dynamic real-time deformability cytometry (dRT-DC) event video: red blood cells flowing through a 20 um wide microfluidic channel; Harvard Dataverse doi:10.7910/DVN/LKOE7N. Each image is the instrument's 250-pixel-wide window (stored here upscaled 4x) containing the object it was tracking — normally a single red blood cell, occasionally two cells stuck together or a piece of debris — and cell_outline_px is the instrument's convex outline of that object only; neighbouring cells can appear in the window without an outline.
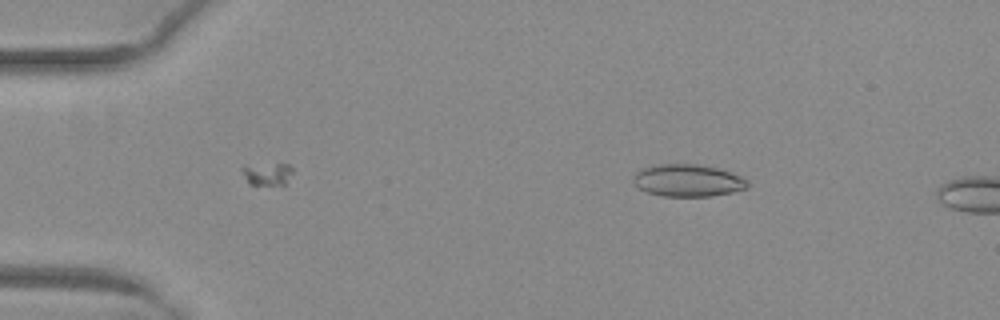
{"species": "common noctule bat (a hibernating species)", "species_latin": "Nyctalus noctula", "temperature_condition": "warm", "stored_images_in_passage": 4, "camera_frame_rate_fps": 3000, "um_per_image_px": 0.085, "animal": {"sex": "female", "body_mass_g": 29.2, "forearm_length_mm": 56.3}, "frame": {"image": 1, "passage_image": 1, "time_ms": 0.0, "image_size_px": [1000, 320], "cell_outline_px": [[748, 188], [732, 192], [712, 196], [664, 196], [648, 192], [640, 188], [632, 180], [636, 172], [640, 168], [656, 164], [696, 164], [720, 168], [740, 176], [748, 180]], "centroid_in_image_um": [58.48, 15.33], "position_along_channel_um": 26.5, "area_um2": 21.5}}